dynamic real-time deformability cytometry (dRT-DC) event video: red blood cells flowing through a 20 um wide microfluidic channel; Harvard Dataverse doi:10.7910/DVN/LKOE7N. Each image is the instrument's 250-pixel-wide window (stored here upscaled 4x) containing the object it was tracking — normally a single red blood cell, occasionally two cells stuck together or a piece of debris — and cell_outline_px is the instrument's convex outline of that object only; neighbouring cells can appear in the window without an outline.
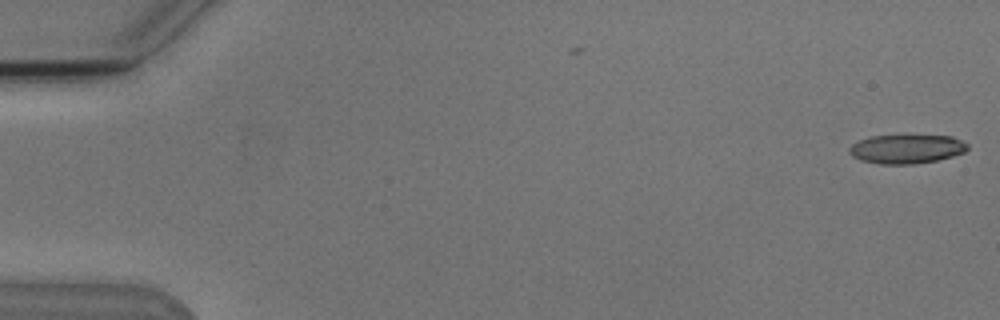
{"species": "Egyptian fruit bat (a non-hibernating species)", "species_latin": "Rousettus aegyptiacus", "temperature_condition": "cold", "stored_images_in_passage": 2, "camera_frame_rate_fps": 3000, "um_per_image_px": 0.085, "animal": {"sex": "male"}, "frame": {"image": 1, "passage_image": 2, "time_ms": 1.333, "image_size_px": [1000, 320], "cell_outline_px": [[968, 148], [964, 152], [952, 156], [936, 160], [912, 164], [880, 164], [860, 160], [852, 156], [848, 152], [848, 148], [852, 144], [860, 140], [872, 136], [952, 136], [968, 144]], "centroid_in_image_um": [77.03, 12.67], "position_along_channel_um": 8.0, "area_um2": 19.77}}